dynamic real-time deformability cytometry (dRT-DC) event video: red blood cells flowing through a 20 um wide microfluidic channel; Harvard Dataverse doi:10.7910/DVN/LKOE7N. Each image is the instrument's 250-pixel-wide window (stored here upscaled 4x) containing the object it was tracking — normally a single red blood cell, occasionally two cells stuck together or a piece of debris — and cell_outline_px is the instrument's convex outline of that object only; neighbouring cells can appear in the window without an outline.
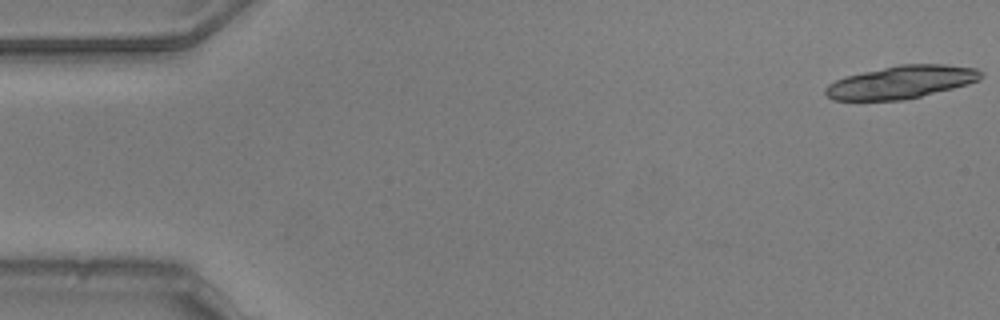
{"species": "common noctule bat (a hibernating species)", "species_latin": "Nyctalus noctula", "temperature_condition": "warm", "stored_images_in_passage": 11, "camera_frame_rate_fps": 3000, "um_per_image_px": 0.085, "animal": {"sex": "male", "body_mass_g": 20.5, "forearm_length_mm": 52.5}, "frame": {"image": 1, "passage_image": 1, "time_ms": 0.0, "image_size_px": [1000, 320], "cell_outline_px": [[984, 76], [980, 80], [968, 84], [904, 100], [832, 100], [824, 92], [824, 88], [828, 84], [836, 80], [848, 76], [864, 72], [900, 64], [944, 64], [976, 68], [984, 72]], "centroid_in_image_um": [76.64, 6.98], "position_along_channel_um": 8.4, "area_um2": 29.59}}